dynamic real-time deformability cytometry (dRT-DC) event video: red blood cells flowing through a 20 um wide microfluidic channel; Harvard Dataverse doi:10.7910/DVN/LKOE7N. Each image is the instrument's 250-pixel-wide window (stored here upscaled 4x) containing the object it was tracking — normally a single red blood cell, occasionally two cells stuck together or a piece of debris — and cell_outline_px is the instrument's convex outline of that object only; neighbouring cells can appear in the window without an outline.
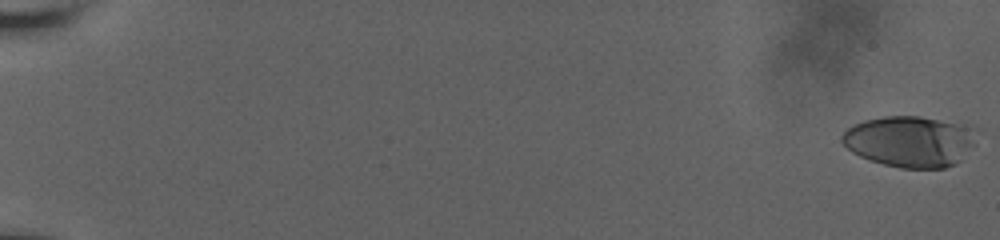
{"species": "human", "species_latin": "Homo sapiens", "temperature_condition": "room temperature", "stored_images_in_passage": 44, "camera_frame_rate_fps": 3000, "um_per_image_px": 0.085, "donor": {"sex": "male"}, "frame": {"image": 1, "passage_image": 1, "time_ms": 0.0, "image_size_px": [1000, 240], "cell_outline_px": [[976, 144], [956, 164], [944, 168], [900, 168], [868, 160], [852, 152], [840, 140], [840, 136], [848, 128], [864, 120], [884, 116], [920, 116], [952, 124], [964, 128]], "centroid_in_image_um": [77.22, 12.05], "position_along_channel_um": 7.8, "area_um2": 39.02}}
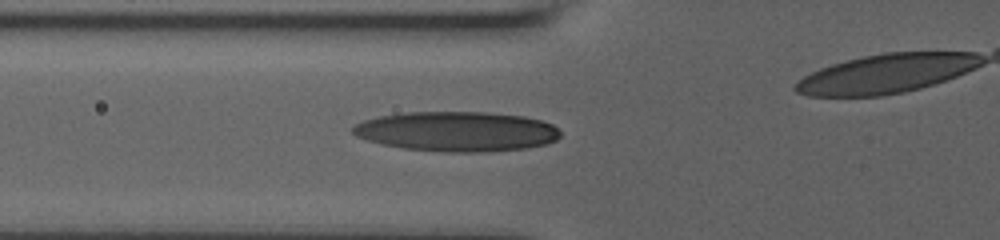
{"frame": {"image": 2, "passage_image": 25, "time_ms": 8.0, "image_size_px": [1000, 240], "cell_outline_px": [[560, 136], [556, 140], [548, 144], [528, 148], [484, 152], [444, 152], [404, 148], [380, 144], [356, 136], [352, 132], [352, 128], [356, 124], [364, 120], [380, 116], [408, 112], [488, 112], [524, 116], [540, 120], [552, 124], [560, 132]], "centroid_in_image_um": [38.85, 11.18], "position_along_channel_um": 86.9, "area_um2": 48.32}}
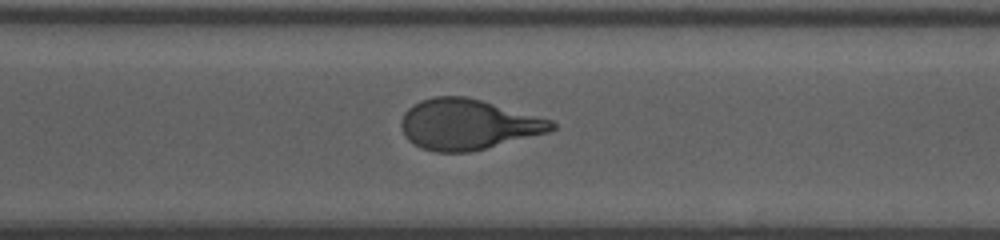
{"frame": {"image": 3, "passage_image": 44, "time_ms": 14.333, "image_size_px": [1000, 240], "cell_outline_px": [[556, 128], [548, 132], [468, 152], [436, 152], [420, 148], [408, 140], [404, 136], [400, 124], [400, 120], [404, 112], [408, 108], [420, 100], [436, 96], [464, 96], [480, 100], [552, 120], [556, 124]], "centroid_in_image_um": [39.71, 10.57], "position_along_channel_um": 330.9, "area_um2": 43.93}}